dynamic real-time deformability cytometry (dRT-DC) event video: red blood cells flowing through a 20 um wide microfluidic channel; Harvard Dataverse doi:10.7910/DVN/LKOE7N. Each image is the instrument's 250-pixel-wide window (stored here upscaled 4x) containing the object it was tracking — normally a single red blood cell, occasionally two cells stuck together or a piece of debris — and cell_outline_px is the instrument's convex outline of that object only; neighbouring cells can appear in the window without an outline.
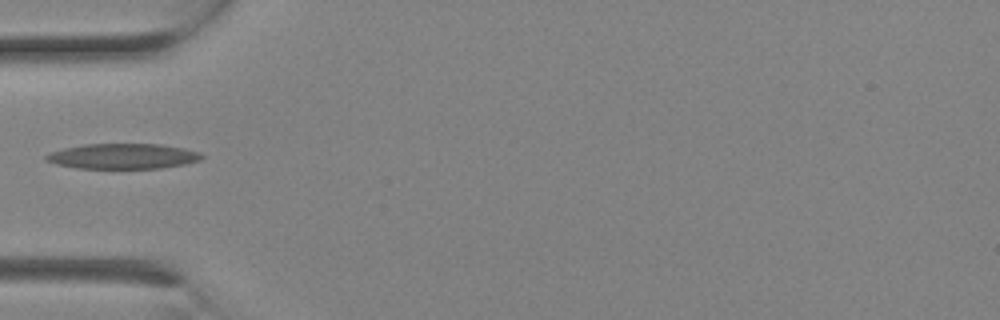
{"species": "Egyptian fruit bat (a non-hibernating species)", "species_latin": "Rousettus aegyptiacus", "temperature_condition": "room temperature", "stored_images_in_passage": 4, "camera_frame_rate_fps": 3000, "um_per_image_px": 0.085, "animal": {"sex": "female"}, "frame": {"image": 1, "passage_image": 4, "time_ms": 1.0, "image_size_px": [1000, 320], "cell_outline_px": [[204, 156], [200, 160], [184, 164], [160, 168], [76, 168], [56, 164], [44, 160], [44, 156], [52, 152], [64, 148], [84, 144], [160, 144], [184, 148], [200, 152]], "centroid_in_image_um": [10.44, 13.27], "position_along_channel_um": 74.6, "area_um2": 22.89}}